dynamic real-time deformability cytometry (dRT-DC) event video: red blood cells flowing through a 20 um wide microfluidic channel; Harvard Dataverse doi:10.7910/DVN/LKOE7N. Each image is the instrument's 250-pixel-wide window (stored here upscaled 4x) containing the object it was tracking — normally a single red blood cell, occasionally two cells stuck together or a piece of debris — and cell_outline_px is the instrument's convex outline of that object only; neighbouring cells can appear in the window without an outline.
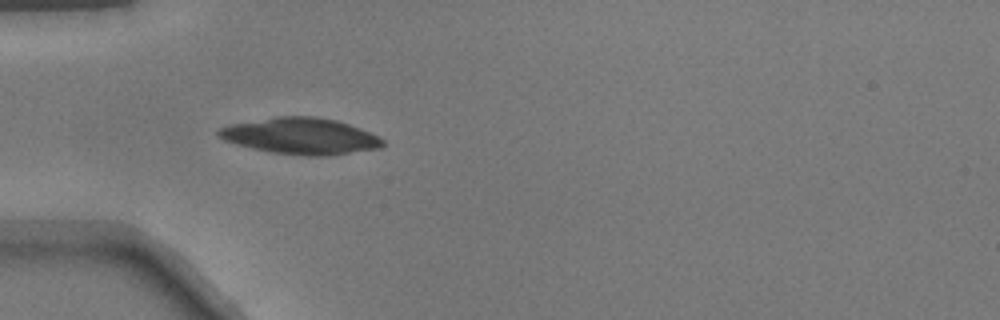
{"species": "common noctule bat (a hibernating species)", "species_latin": "Nyctalus noctula", "temperature_condition": "warm", "stored_images_in_passage": 35, "camera_frame_rate_fps": 3000, "um_per_image_px": 0.085, "animal": {"sex": "male", "body_mass_g": 17.9}, "frame": {"image": 1, "passage_image": 1, "time_ms": 0.0, "image_size_px": [1000, 320], "cell_outline_px": [[384, 144], [380, 148], [328, 156], [304, 156], [272, 152], [252, 148], [236, 144], [224, 140], [216, 132], [220, 128], [232, 124], [276, 116], [316, 116], [336, 120], [360, 128], [380, 136], [384, 140]], "centroid_in_image_um": [25.6, 11.57], "position_along_channel_um": 59.4, "area_um2": 34.74}}
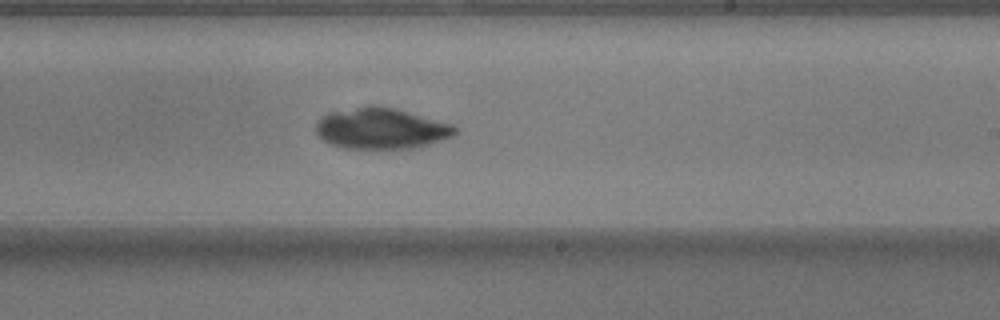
{"frame": {"image": 2, "passage_image": 16, "time_ms": 5.0, "image_size_px": [1000, 320], "cell_outline_px": [[456, 132], [452, 136], [428, 144], [412, 148], [340, 148], [328, 144], [316, 136], [316, 124], [320, 116], [328, 112], [368, 104], [372, 104], [396, 108], [452, 124], [456, 128]], "centroid_in_image_um": [32.31, 10.9], "position_along_channel_um": 256.7, "area_um2": 33.58}}
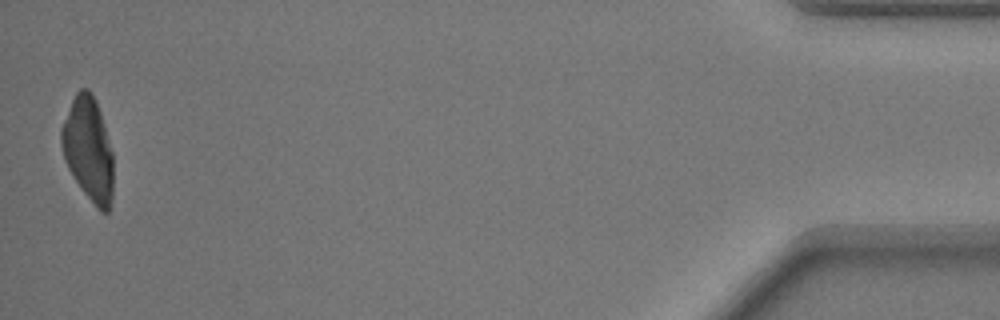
{"frame": {"image": 3, "passage_image": 35, "time_ms": 11.333, "image_size_px": [1000, 320], "cell_outline_px": [[112, 200], [108, 212], [100, 212], [84, 192], [68, 168], [64, 160], [60, 144], [60, 128], [72, 100], [76, 92], [80, 88], [88, 88], [92, 92], [96, 100], [100, 112], [112, 152]], "centroid_in_image_um": [7.49, 12.66], "position_along_channel_um": 427.7, "area_um2": 31.27}}